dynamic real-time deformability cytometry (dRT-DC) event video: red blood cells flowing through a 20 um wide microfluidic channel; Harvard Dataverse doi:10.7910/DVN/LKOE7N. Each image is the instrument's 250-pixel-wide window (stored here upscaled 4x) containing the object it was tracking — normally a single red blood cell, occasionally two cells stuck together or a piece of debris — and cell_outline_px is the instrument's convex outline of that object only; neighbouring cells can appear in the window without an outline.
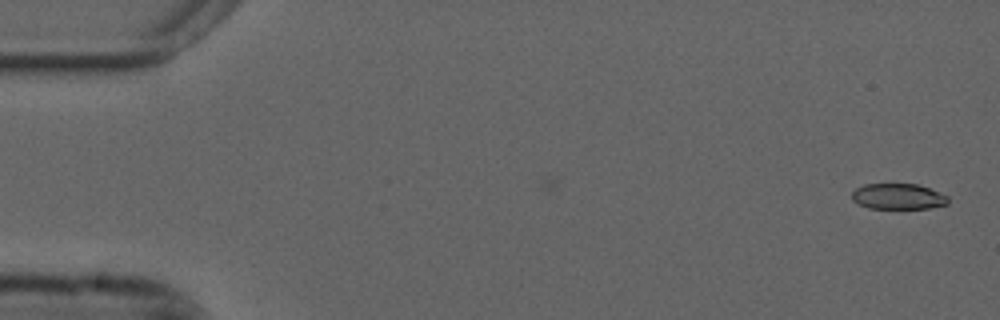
{"species": "common noctule bat (a hibernating species)", "species_latin": "Nyctalus noctula", "temperature_condition": "cold", "stored_images_in_passage": 48, "camera_frame_rate_fps": 3000, "um_per_image_px": 0.085, "animal": {"sex": "male", "forearm_length_mm": 52.5}, "frame": {"image": 1, "passage_image": 1, "time_ms": 0.0, "image_size_px": [1000, 320], "cell_outline_px": [[948, 204], [928, 208], [868, 208], [852, 200], [852, 192], [856, 188], [864, 184], [916, 184], [928, 188], [948, 196]], "centroid_in_image_um": [76.32, 16.7], "position_along_channel_um": 8.7, "area_um2": 14.28}}
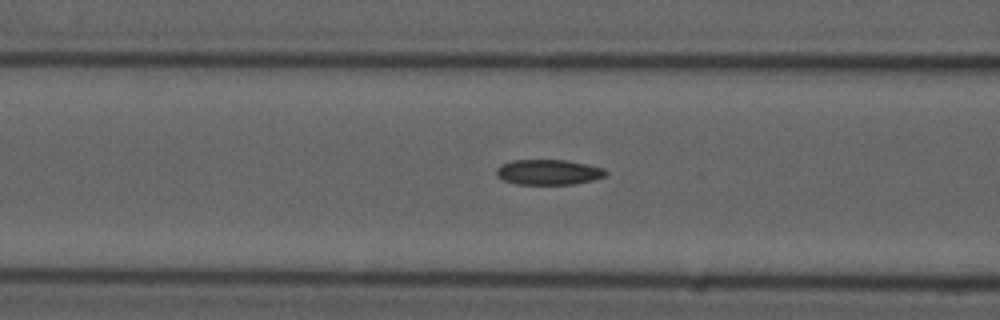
{"frame": {"image": 2, "passage_image": 21, "time_ms": 6.667, "image_size_px": [1000, 320], "cell_outline_px": [[608, 172], [604, 176], [592, 180], [572, 184], [516, 184], [504, 180], [496, 176], [496, 168], [500, 164], [512, 160], [568, 160], [588, 164], [604, 168]], "centroid_in_image_um": [46.6, 14.62], "position_along_channel_um": 120.0, "area_um2": 16.18}}
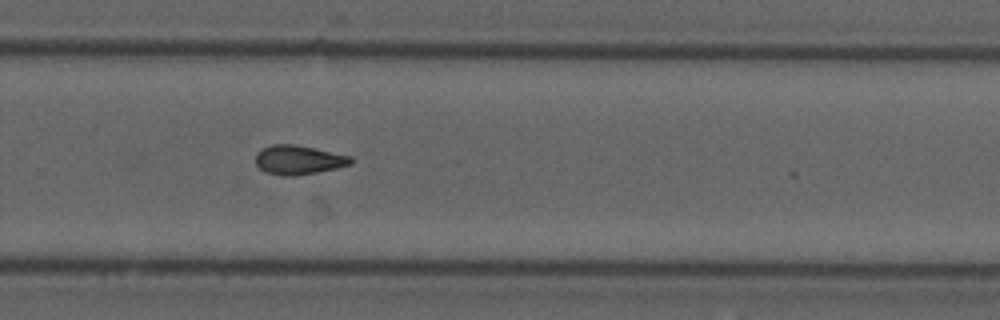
{"frame": {"image": 3, "passage_image": 36, "time_ms": 11.667, "image_size_px": [1000, 320], "cell_outline_px": [[352, 164], [336, 168], [296, 176], [284, 176], [264, 172], [256, 164], [256, 152], [272, 144], [292, 144], [352, 156]], "centroid_in_image_um": [25.36, 13.6], "position_along_channel_um": 304.4, "area_um2": 16.07}, "authors_computed_cell_mechanics": {"area_um2": 15.8372, "velocity_mm_per_s": 3.6918, "shape_relaxation_time_tau1_ms": null, "shape_relaxation_time_tau2_ms": 7.4812, "deformation_change_tau1": null, "deformation_change_tau2": 0.1594}}